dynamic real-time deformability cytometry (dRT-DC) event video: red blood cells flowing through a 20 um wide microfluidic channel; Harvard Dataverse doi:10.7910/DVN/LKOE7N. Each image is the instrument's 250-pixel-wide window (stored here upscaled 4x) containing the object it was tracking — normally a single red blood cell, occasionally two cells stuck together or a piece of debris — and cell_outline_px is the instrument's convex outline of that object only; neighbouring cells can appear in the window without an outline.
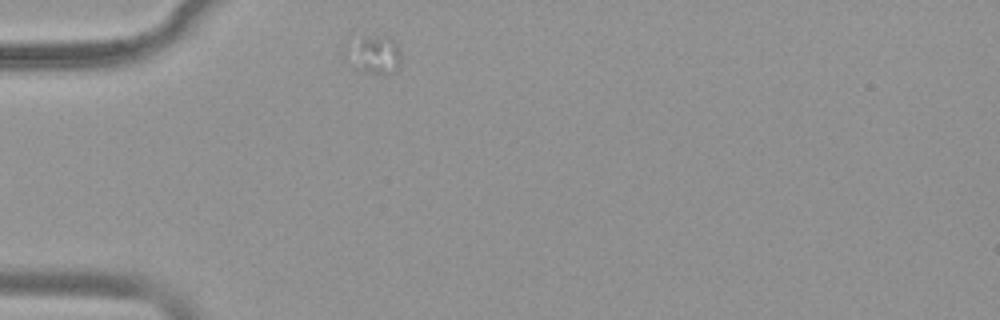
{"species": "common noctule bat (a hibernating species)", "species_latin": "Nyctalus noctula", "temperature_condition": "warm", "stored_images_in_passage": 7, "camera_frame_rate_fps": 3000, "um_per_image_px": 0.085, "animal": {"sex": "female", "body_mass_g": 19.9}, "frame": {"image": 1, "passage_image": 1, "time_ms": 0.0, "image_size_px": [1000, 320], "cell_outline_px": [[400, 64], [396, 72], [388, 76], [356, 72], [344, 60], [344, 44], [364, 40], [392, 40], [396, 44], [400, 56]], "centroid_in_image_um": [31.7, 4.83], "position_along_channel_um": 53.3, "area_um2": 12.25}}